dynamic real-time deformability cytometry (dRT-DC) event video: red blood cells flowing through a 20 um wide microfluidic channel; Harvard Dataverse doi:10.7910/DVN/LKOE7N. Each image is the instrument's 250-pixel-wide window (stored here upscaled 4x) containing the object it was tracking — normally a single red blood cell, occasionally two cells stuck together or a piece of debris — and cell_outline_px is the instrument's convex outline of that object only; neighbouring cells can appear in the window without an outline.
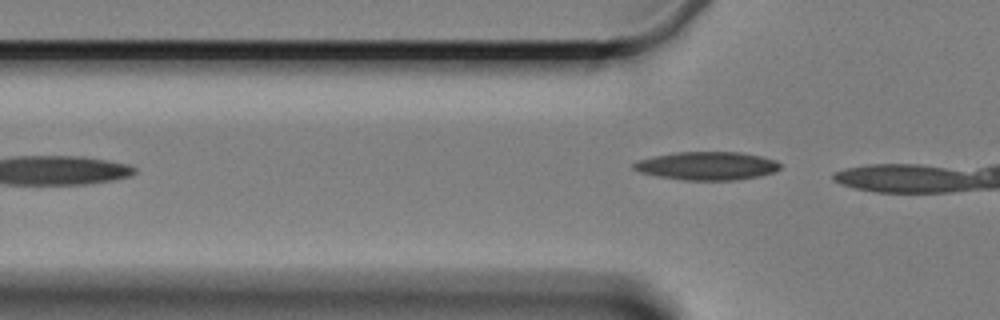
{"species": "Egyptian fruit bat (a non-hibernating species)", "species_latin": "Rousettus aegyptiacus", "temperature_condition": "cold", "stored_images_in_passage": 5, "camera_frame_rate_fps": 3000, "um_per_image_px": 0.085, "animal": {"sex": "female"}, "frame": {"image": 1, "passage_image": 5, "time_ms": 4.667, "image_size_px": [1000, 320], "cell_outline_px": [[780, 168], [772, 172], [760, 176], [736, 180], [684, 180], [656, 176], [640, 172], [632, 168], [632, 164], [636, 160], [652, 156], [676, 152], [740, 152], [760, 156], [776, 160], [780, 164]], "centroid_in_image_um": [60.05, 14.09], "position_along_channel_um": 65.7, "area_um2": 24.22}}